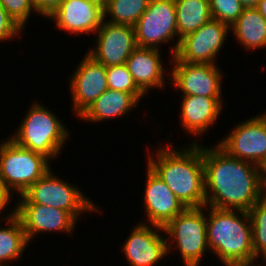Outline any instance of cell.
<instances>
[{
    "instance_id": "44dd1931",
    "label": "cell",
    "mask_w": 266,
    "mask_h": 266,
    "mask_svg": "<svg viewBox=\"0 0 266 266\" xmlns=\"http://www.w3.org/2000/svg\"><path fill=\"white\" fill-rule=\"evenodd\" d=\"M231 33L245 51L266 48V20L256 7L245 8L230 26Z\"/></svg>"
},
{
    "instance_id": "4fadbf2b",
    "label": "cell",
    "mask_w": 266,
    "mask_h": 266,
    "mask_svg": "<svg viewBox=\"0 0 266 266\" xmlns=\"http://www.w3.org/2000/svg\"><path fill=\"white\" fill-rule=\"evenodd\" d=\"M95 35L94 48L86 52L105 67L125 64L138 46L134 26L104 20Z\"/></svg>"
},
{
    "instance_id": "52a82bcc",
    "label": "cell",
    "mask_w": 266,
    "mask_h": 266,
    "mask_svg": "<svg viewBox=\"0 0 266 266\" xmlns=\"http://www.w3.org/2000/svg\"><path fill=\"white\" fill-rule=\"evenodd\" d=\"M51 161L42 154L18 146L12 139L0 140V178L13 195H22L50 169Z\"/></svg>"
},
{
    "instance_id": "f1b7e54d",
    "label": "cell",
    "mask_w": 266,
    "mask_h": 266,
    "mask_svg": "<svg viewBox=\"0 0 266 266\" xmlns=\"http://www.w3.org/2000/svg\"><path fill=\"white\" fill-rule=\"evenodd\" d=\"M23 30L8 15L6 10L0 4V42L9 41L18 38Z\"/></svg>"
},
{
    "instance_id": "ac0fdd59",
    "label": "cell",
    "mask_w": 266,
    "mask_h": 266,
    "mask_svg": "<svg viewBox=\"0 0 266 266\" xmlns=\"http://www.w3.org/2000/svg\"><path fill=\"white\" fill-rule=\"evenodd\" d=\"M161 53L159 49L137 46L126 60L135 84L145 95L151 89L165 88L166 80L170 81V78L165 79V75H168L166 78L170 76V71L163 65Z\"/></svg>"
},
{
    "instance_id": "8992f818",
    "label": "cell",
    "mask_w": 266,
    "mask_h": 266,
    "mask_svg": "<svg viewBox=\"0 0 266 266\" xmlns=\"http://www.w3.org/2000/svg\"><path fill=\"white\" fill-rule=\"evenodd\" d=\"M69 180L50 169L37 182L32 184L17 200V203H34L48 207H55L70 212L77 220L83 213L100 212L97 204L93 203L77 185L73 186ZM71 183V184H70ZM83 192V193H82Z\"/></svg>"
},
{
    "instance_id": "9c48e42d",
    "label": "cell",
    "mask_w": 266,
    "mask_h": 266,
    "mask_svg": "<svg viewBox=\"0 0 266 266\" xmlns=\"http://www.w3.org/2000/svg\"><path fill=\"white\" fill-rule=\"evenodd\" d=\"M239 122L217 145L231 157L259 166L266 161V112Z\"/></svg>"
},
{
    "instance_id": "484cf974",
    "label": "cell",
    "mask_w": 266,
    "mask_h": 266,
    "mask_svg": "<svg viewBox=\"0 0 266 266\" xmlns=\"http://www.w3.org/2000/svg\"><path fill=\"white\" fill-rule=\"evenodd\" d=\"M108 88L132 94L140 103L146 95L137 87L126 64L106 67Z\"/></svg>"
},
{
    "instance_id": "3957f363",
    "label": "cell",
    "mask_w": 266,
    "mask_h": 266,
    "mask_svg": "<svg viewBox=\"0 0 266 266\" xmlns=\"http://www.w3.org/2000/svg\"><path fill=\"white\" fill-rule=\"evenodd\" d=\"M209 251L224 266H255L248 212L206 206Z\"/></svg>"
},
{
    "instance_id": "5bb4252c",
    "label": "cell",
    "mask_w": 266,
    "mask_h": 266,
    "mask_svg": "<svg viewBox=\"0 0 266 266\" xmlns=\"http://www.w3.org/2000/svg\"><path fill=\"white\" fill-rule=\"evenodd\" d=\"M163 227L140 223L124 240L122 251L129 266H157L168 256ZM158 263V264H157Z\"/></svg>"
},
{
    "instance_id": "6da1fadb",
    "label": "cell",
    "mask_w": 266,
    "mask_h": 266,
    "mask_svg": "<svg viewBox=\"0 0 266 266\" xmlns=\"http://www.w3.org/2000/svg\"><path fill=\"white\" fill-rule=\"evenodd\" d=\"M202 145L206 206L247 212L260 199L259 166Z\"/></svg>"
},
{
    "instance_id": "cb8c5ba5",
    "label": "cell",
    "mask_w": 266,
    "mask_h": 266,
    "mask_svg": "<svg viewBox=\"0 0 266 266\" xmlns=\"http://www.w3.org/2000/svg\"><path fill=\"white\" fill-rule=\"evenodd\" d=\"M149 2L150 0H109L104 9V20L134 26L146 11Z\"/></svg>"
},
{
    "instance_id": "d590c367",
    "label": "cell",
    "mask_w": 266,
    "mask_h": 266,
    "mask_svg": "<svg viewBox=\"0 0 266 266\" xmlns=\"http://www.w3.org/2000/svg\"><path fill=\"white\" fill-rule=\"evenodd\" d=\"M262 262H263V263H261V264H263L262 266H264V264L266 265V259L264 261H262Z\"/></svg>"
},
{
    "instance_id": "e0dca14e",
    "label": "cell",
    "mask_w": 266,
    "mask_h": 266,
    "mask_svg": "<svg viewBox=\"0 0 266 266\" xmlns=\"http://www.w3.org/2000/svg\"><path fill=\"white\" fill-rule=\"evenodd\" d=\"M48 18L61 31L93 35L104 21V9L88 0H64Z\"/></svg>"
},
{
    "instance_id": "ba28073f",
    "label": "cell",
    "mask_w": 266,
    "mask_h": 266,
    "mask_svg": "<svg viewBox=\"0 0 266 266\" xmlns=\"http://www.w3.org/2000/svg\"><path fill=\"white\" fill-rule=\"evenodd\" d=\"M134 30L139 47L162 51L160 48L164 42L169 45L176 41L170 46L171 56H175L181 39L177 35L174 0H150L146 11L134 25Z\"/></svg>"
},
{
    "instance_id": "7402d4cb",
    "label": "cell",
    "mask_w": 266,
    "mask_h": 266,
    "mask_svg": "<svg viewBox=\"0 0 266 266\" xmlns=\"http://www.w3.org/2000/svg\"><path fill=\"white\" fill-rule=\"evenodd\" d=\"M4 215L6 224L0 227V266H11L8 263L17 261L29 245L26 233L20 220L14 215L15 207ZM8 264V265H7Z\"/></svg>"
},
{
    "instance_id": "30bf717a",
    "label": "cell",
    "mask_w": 266,
    "mask_h": 266,
    "mask_svg": "<svg viewBox=\"0 0 266 266\" xmlns=\"http://www.w3.org/2000/svg\"><path fill=\"white\" fill-rule=\"evenodd\" d=\"M172 59V60H171ZM169 59L170 85L182 96L195 95L222 98L224 75L217 64H198L180 61L176 56Z\"/></svg>"
},
{
    "instance_id": "7a4b0ae2",
    "label": "cell",
    "mask_w": 266,
    "mask_h": 266,
    "mask_svg": "<svg viewBox=\"0 0 266 266\" xmlns=\"http://www.w3.org/2000/svg\"><path fill=\"white\" fill-rule=\"evenodd\" d=\"M161 145L149 151L147 165L160 177L186 208L204 207L206 203L202 144ZM181 147V148H179Z\"/></svg>"
},
{
    "instance_id": "5b68a950",
    "label": "cell",
    "mask_w": 266,
    "mask_h": 266,
    "mask_svg": "<svg viewBox=\"0 0 266 266\" xmlns=\"http://www.w3.org/2000/svg\"><path fill=\"white\" fill-rule=\"evenodd\" d=\"M205 211L206 205L199 208H186L163 227L164 235L167 236L168 254H171L172 248L177 249L184 266H200L202 259H205L204 254L210 253Z\"/></svg>"
},
{
    "instance_id": "836d02e7",
    "label": "cell",
    "mask_w": 266,
    "mask_h": 266,
    "mask_svg": "<svg viewBox=\"0 0 266 266\" xmlns=\"http://www.w3.org/2000/svg\"><path fill=\"white\" fill-rule=\"evenodd\" d=\"M259 1L260 0H240V2L242 3V5L245 8H254V7H257Z\"/></svg>"
},
{
    "instance_id": "83f0119b",
    "label": "cell",
    "mask_w": 266,
    "mask_h": 266,
    "mask_svg": "<svg viewBox=\"0 0 266 266\" xmlns=\"http://www.w3.org/2000/svg\"><path fill=\"white\" fill-rule=\"evenodd\" d=\"M0 4L23 31L29 17L37 13L31 0H0Z\"/></svg>"
},
{
    "instance_id": "d6986e66",
    "label": "cell",
    "mask_w": 266,
    "mask_h": 266,
    "mask_svg": "<svg viewBox=\"0 0 266 266\" xmlns=\"http://www.w3.org/2000/svg\"><path fill=\"white\" fill-rule=\"evenodd\" d=\"M180 103V125L184 132L196 136L207 134L208 129L216 124L223 109L222 98L188 95L182 96ZM219 116V117H218Z\"/></svg>"
},
{
    "instance_id": "4dcf8cb0",
    "label": "cell",
    "mask_w": 266,
    "mask_h": 266,
    "mask_svg": "<svg viewBox=\"0 0 266 266\" xmlns=\"http://www.w3.org/2000/svg\"><path fill=\"white\" fill-rule=\"evenodd\" d=\"M11 198L12 194L8 191V189L5 187L4 182L0 178V212H4L9 203L11 204Z\"/></svg>"
},
{
    "instance_id": "1f68e13d",
    "label": "cell",
    "mask_w": 266,
    "mask_h": 266,
    "mask_svg": "<svg viewBox=\"0 0 266 266\" xmlns=\"http://www.w3.org/2000/svg\"><path fill=\"white\" fill-rule=\"evenodd\" d=\"M261 198L266 200V161L259 165Z\"/></svg>"
},
{
    "instance_id": "f546056e",
    "label": "cell",
    "mask_w": 266,
    "mask_h": 266,
    "mask_svg": "<svg viewBox=\"0 0 266 266\" xmlns=\"http://www.w3.org/2000/svg\"><path fill=\"white\" fill-rule=\"evenodd\" d=\"M37 11L36 15L48 18L61 5L64 0H31Z\"/></svg>"
},
{
    "instance_id": "d6a6232c",
    "label": "cell",
    "mask_w": 266,
    "mask_h": 266,
    "mask_svg": "<svg viewBox=\"0 0 266 266\" xmlns=\"http://www.w3.org/2000/svg\"><path fill=\"white\" fill-rule=\"evenodd\" d=\"M256 8L261 16L266 20V0H260Z\"/></svg>"
},
{
    "instance_id": "2e32d148",
    "label": "cell",
    "mask_w": 266,
    "mask_h": 266,
    "mask_svg": "<svg viewBox=\"0 0 266 266\" xmlns=\"http://www.w3.org/2000/svg\"><path fill=\"white\" fill-rule=\"evenodd\" d=\"M146 183L143 201L148 224L164 227L170 220L182 213L186 207L180 202L177 196L169 189L167 184L158 177L155 172L146 166Z\"/></svg>"
},
{
    "instance_id": "ffe728a7",
    "label": "cell",
    "mask_w": 266,
    "mask_h": 266,
    "mask_svg": "<svg viewBox=\"0 0 266 266\" xmlns=\"http://www.w3.org/2000/svg\"><path fill=\"white\" fill-rule=\"evenodd\" d=\"M140 102L130 93L108 88L79 117L80 120L99 123L105 120L118 119L132 112Z\"/></svg>"
},
{
    "instance_id": "8fae6325",
    "label": "cell",
    "mask_w": 266,
    "mask_h": 266,
    "mask_svg": "<svg viewBox=\"0 0 266 266\" xmlns=\"http://www.w3.org/2000/svg\"><path fill=\"white\" fill-rule=\"evenodd\" d=\"M230 32L229 25L211 19L197 31L181 38L175 56L186 63L218 64L217 55L224 47Z\"/></svg>"
},
{
    "instance_id": "277c9868",
    "label": "cell",
    "mask_w": 266,
    "mask_h": 266,
    "mask_svg": "<svg viewBox=\"0 0 266 266\" xmlns=\"http://www.w3.org/2000/svg\"><path fill=\"white\" fill-rule=\"evenodd\" d=\"M30 106L9 138L18 146L42 154L50 161L58 158L70 137V130L41 102L34 101Z\"/></svg>"
},
{
    "instance_id": "d4e9b609",
    "label": "cell",
    "mask_w": 266,
    "mask_h": 266,
    "mask_svg": "<svg viewBox=\"0 0 266 266\" xmlns=\"http://www.w3.org/2000/svg\"><path fill=\"white\" fill-rule=\"evenodd\" d=\"M247 212L252 225V246L255 253V266H260V259L261 261L266 259V200L261 198Z\"/></svg>"
},
{
    "instance_id": "e575fe53",
    "label": "cell",
    "mask_w": 266,
    "mask_h": 266,
    "mask_svg": "<svg viewBox=\"0 0 266 266\" xmlns=\"http://www.w3.org/2000/svg\"><path fill=\"white\" fill-rule=\"evenodd\" d=\"M88 1H90V2L98 5L99 7L105 9L109 0H88Z\"/></svg>"
},
{
    "instance_id": "4316f807",
    "label": "cell",
    "mask_w": 266,
    "mask_h": 266,
    "mask_svg": "<svg viewBox=\"0 0 266 266\" xmlns=\"http://www.w3.org/2000/svg\"><path fill=\"white\" fill-rule=\"evenodd\" d=\"M212 19L229 26L238 19L245 7L240 0H209Z\"/></svg>"
},
{
    "instance_id": "7c38bea8",
    "label": "cell",
    "mask_w": 266,
    "mask_h": 266,
    "mask_svg": "<svg viewBox=\"0 0 266 266\" xmlns=\"http://www.w3.org/2000/svg\"><path fill=\"white\" fill-rule=\"evenodd\" d=\"M69 78L72 111L79 118L107 89L106 67L88 53Z\"/></svg>"
},
{
    "instance_id": "9a60e30c",
    "label": "cell",
    "mask_w": 266,
    "mask_h": 266,
    "mask_svg": "<svg viewBox=\"0 0 266 266\" xmlns=\"http://www.w3.org/2000/svg\"><path fill=\"white\" fill-rule=\"evenodd\" d=\"M14 215L20 220L31 243L44 232L73 234L78 220L68 211L34 203H15Z\"/></svg>"
},
{
    "instance_id": "603a6c76",
    "label": "cell",
    "mask_w": 266,
    "mask_h": 266,
    "mask_svg": "<svg viewBox=\"0 0 266 266\" xmlns=\"http://www.w3.org/2000/svg\"><path fill=\"white\" fill-rule=\"evenodd\" d=\"M177 19V35L181 39L185 35L197 31L212 19L209 0H174Z\"/></svg>"
}]
</instances>
